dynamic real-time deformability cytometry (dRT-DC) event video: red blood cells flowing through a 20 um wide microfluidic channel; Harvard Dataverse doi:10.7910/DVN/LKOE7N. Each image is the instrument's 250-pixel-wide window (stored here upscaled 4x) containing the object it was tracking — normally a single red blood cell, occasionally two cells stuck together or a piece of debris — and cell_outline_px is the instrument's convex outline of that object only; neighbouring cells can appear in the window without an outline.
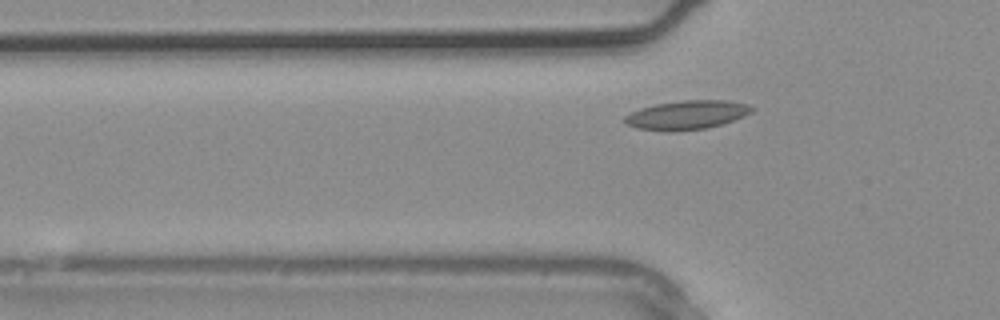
{"species": "common noctule bat (a hibernating species)", "species_latin": "Nyctalus noctula", "temperature_condition": "warm", "stored_images_in_passage": 3, "camera_frame_rate_fps": 3000, "um_per_image_px": 0.085, "animal": {"sex": "male", "body_mass_g": 20.4}, "frame": {"image": 1, "passage_image": 3, "time_ms": 0.667, "image_size_px": [1000, 320], "cell_outline_px": [[756, 108], [752, 112], [744, 116], [724, 124], [708, 128], [636, 128], [628, 124], [624, 120], [624, 116], [640, 108], [656, 104], [684, 100], [724, 100], [748, 104]], "centroid_in_image_um": [58.49, 9.71], "position_along_channel_um": 67.3, "area_um2": 20.52}}